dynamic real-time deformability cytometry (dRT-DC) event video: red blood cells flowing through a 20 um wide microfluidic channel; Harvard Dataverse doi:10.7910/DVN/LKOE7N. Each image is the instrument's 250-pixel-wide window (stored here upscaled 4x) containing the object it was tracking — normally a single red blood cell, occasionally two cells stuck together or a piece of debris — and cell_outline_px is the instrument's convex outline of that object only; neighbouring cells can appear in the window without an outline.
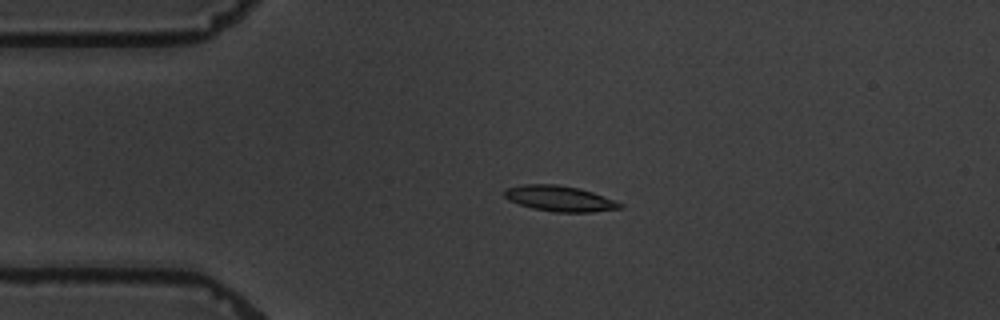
{"species": "common noctule bat (a hibernating species)", "species_latin": "Nyctalus noctula", "temperature_condition": "warm", "stored_images_in_passage": 4, "camera_frame_rate_fps": 3000, "um_per_image_px": 0.085, "animal": {"sex": "male", "body_mass_g": 19.5, "forearm_length_mm": 54.6}, "frame": {"image": 1, "passage_image": 3, "time_ms": 3.333, "image_size_px": [1000, 320], "cell_outline_px": [[624, 208], [592, 212], [556, 212], [532, 208], [508, 200], [504, 196], [504, 188], [524, 184], [556, 184], [580, 188], [592, 192], [624, 204]], "centroid_in_image_um": [47.57, 16.87], "position_along_channel_um": 37.4, "area_um2": 17.28}}